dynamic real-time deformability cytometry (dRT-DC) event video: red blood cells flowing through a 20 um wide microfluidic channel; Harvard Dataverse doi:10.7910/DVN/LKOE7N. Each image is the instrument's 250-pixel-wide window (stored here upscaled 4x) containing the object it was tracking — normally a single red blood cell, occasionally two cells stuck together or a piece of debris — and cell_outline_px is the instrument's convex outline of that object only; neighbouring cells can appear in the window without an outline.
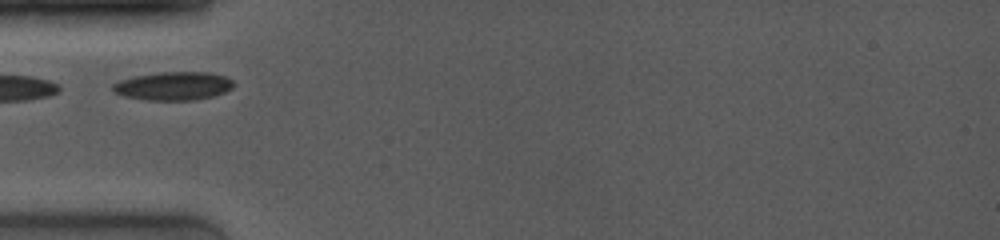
{"species": "common noctule bat (a hibernating species)", "species_latin": "Nyctalus noctula", "temperature_condition": "room temperature", "stored_images_in_passage": 18, "camera_frame_rate_fps": 4000, "um_per_image_px": 0.085, "animal": {"sex": "female", "body_mass_g": 19.0, "forearm_length_mm": 53.3}, "frame": {"image": 1, "passage_image": 1, "time_ms": 0.0, "image_size_px": [1000, 240], "cell_outline_px": [[236, 84], [232, 88], [224, 92], [212, 96], [192, 100], [144, 100], [124, 96], [112, 92], [112, 84], [120, 80], [132, 76], [160, 72], [208, 72], [224, 76], [232, 80]], "centroid_in_image_um": [14.7, 7.3], "position_along_channel_um": 70.3, "area_um2": 20.11}}